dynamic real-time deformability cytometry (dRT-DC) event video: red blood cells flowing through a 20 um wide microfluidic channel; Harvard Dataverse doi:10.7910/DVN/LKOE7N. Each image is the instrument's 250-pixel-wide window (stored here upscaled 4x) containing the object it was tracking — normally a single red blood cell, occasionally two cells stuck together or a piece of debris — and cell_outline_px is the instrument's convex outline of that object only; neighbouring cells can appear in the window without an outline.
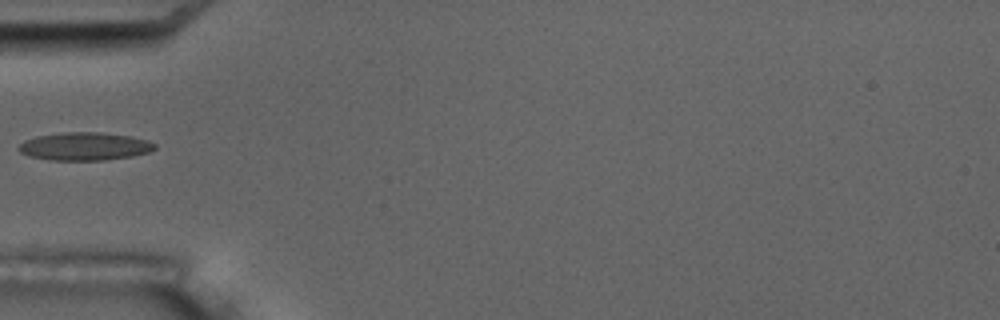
{"species": "common noctule bat (a hibernating species)", "species_latin": "Nyctalus noctula", "temperature_condition": "room temperature", "stored_images_in_passage": 16, "camera_frame_rate_fps": 3000, "um_per_image_px": 0.085, "animal": {"sex": "male", "body_mass_g": 17.5, "forearm_length_mm": 52.3}, "frame": {"image": 1, "passage_image": 5, "time_ms": 4.667, "image_size_px": [1000, 320], "cell_outline_px": [[156, 148], [148, 152], [132, 156], [104, 160], [52, 160], [32, 156], [20, 152], [16, 148], [24, 140], [36, 136], [64, 132], [100, 132], [132, 136], [148, 140], [156, 144]], "centroid_in_image_um": [7.21, 12.43], "position_along_channel_um": 77.8, "area_um2": 22.2}, "authors_computed_cell_mechanics": {"area_um2": 20.808, "velocity_mm_per_s": 3.5168, "shape_relaxation_time_tau1_ms": null, "shape_relaxation_time_tau2_ms": 2.7166, "deformation_change_tau1": null, "deformation_change_tau2": 0.1138}}